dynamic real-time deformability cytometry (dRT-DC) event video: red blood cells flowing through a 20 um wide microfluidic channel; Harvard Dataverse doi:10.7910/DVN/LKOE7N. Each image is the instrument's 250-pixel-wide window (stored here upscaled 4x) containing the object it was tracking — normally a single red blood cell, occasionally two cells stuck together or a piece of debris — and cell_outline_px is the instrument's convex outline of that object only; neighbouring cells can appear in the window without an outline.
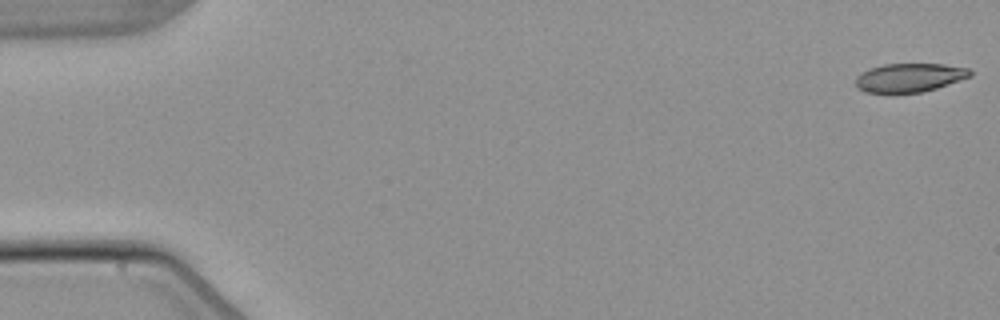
{"species": "common noctule bat (a hibernating species)", "species_latin": "Nyctalus noctula", "temperature_condition": "warm", "stored_images_in_passage": 53, "camera_frame_rate_fps": 3000, "um_per_image_px": 0.085, "animal": {"sex": "male", "body_mass_g": 21.5, "forearm_length_mm": 52.0}, "frame": {"image": 1, "passage_image": 1, "time_ms": 0.0, "image_size_px": [1000, 320], "cell_outline_px": [[972, 76], [936, 88], [920, 92], [864, 92], [856, 88], [856, 76], [868, 68], [884, 64], [944, 64], [968, 68], [972, 72]], "centroid_in_image_um": [77.29, 6.58], "position_along_channel_um": 7.7, "area_um2": 19.07}}
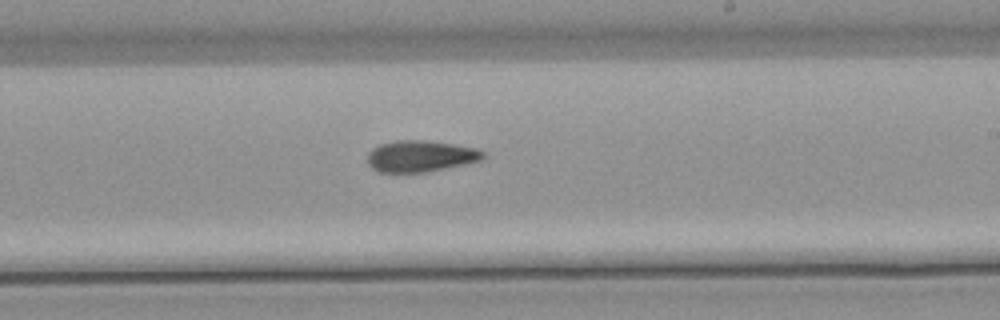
{"frame": {"image": 2, "passage_image": 32, "time_ms": 10.333, "image_size_px": [1000, 320], "cell_outline_px": [[484, 156], [480, 160], [464, 164], [428, 172], [376, 172], [368, 164], [368, 152], [372, 148], [380, 144], [396, 140], [424, 140], [452, 144], [476, 148], [484, 152]], "centroid_in_image_um": [35.7, 13.27], "position_along_channel_um": 253.3, "area_um2": 21.1}}
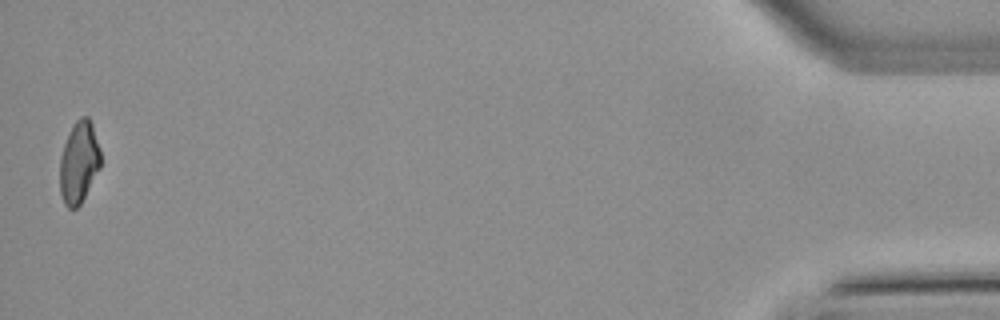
{"frame": {"image": 3, "passage_image": 53, "time_ms": 17.333, "image_size_px": [1000, 320], "cell_outline_px": [[100, 168], [80, 204], [76, 208], [68, 208], [64, 204], [60, 192], [60, 156], [64, 144], [72, 124], [80, 116], [88, 116], [92, 124], [100, 148]], "centroid_in_image_um": [6.7, 13.77], "position_along_channel_um": 428.5, "area_um2": 19.48}}